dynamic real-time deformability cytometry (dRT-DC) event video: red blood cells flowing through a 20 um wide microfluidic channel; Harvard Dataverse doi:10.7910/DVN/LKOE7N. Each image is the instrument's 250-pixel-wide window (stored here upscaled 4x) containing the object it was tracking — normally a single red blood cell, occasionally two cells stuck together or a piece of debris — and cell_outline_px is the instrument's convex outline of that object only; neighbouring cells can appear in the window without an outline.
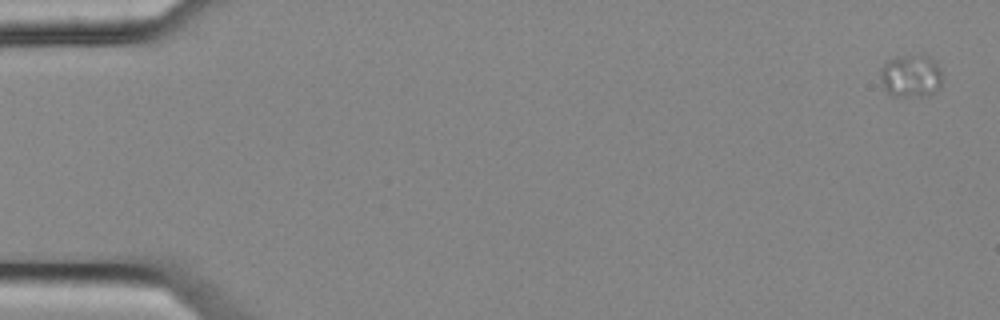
{"species": "common noctule bat (a hibernating species)", "species_latin": "Nyctalus noctula", "temperature_condition": "cold", "stored_images_in_passage": 8, "camera_frame_rate_fps": 3000, "um_per_image_px": 0.085, "animal": {"sex": "female", "body_mass_g": 25.1}, "frame": {"image": 1, "passage_image": 1, "time_ms": 0.0, "image_size_px": [1000, 320], "cell_outline_px": [[944, 76], [940, 84], [932, 92], [924, 96], [892, 96], [884, 88], [880, 76], [880, 68], [888, 60], [896, 56], [924, 56], [932, 60], [940, 68]], "centroid_in_image_um": [77.4, 6.46], "position_along_channel_um": 7.6, "area_um2": 15.2}}